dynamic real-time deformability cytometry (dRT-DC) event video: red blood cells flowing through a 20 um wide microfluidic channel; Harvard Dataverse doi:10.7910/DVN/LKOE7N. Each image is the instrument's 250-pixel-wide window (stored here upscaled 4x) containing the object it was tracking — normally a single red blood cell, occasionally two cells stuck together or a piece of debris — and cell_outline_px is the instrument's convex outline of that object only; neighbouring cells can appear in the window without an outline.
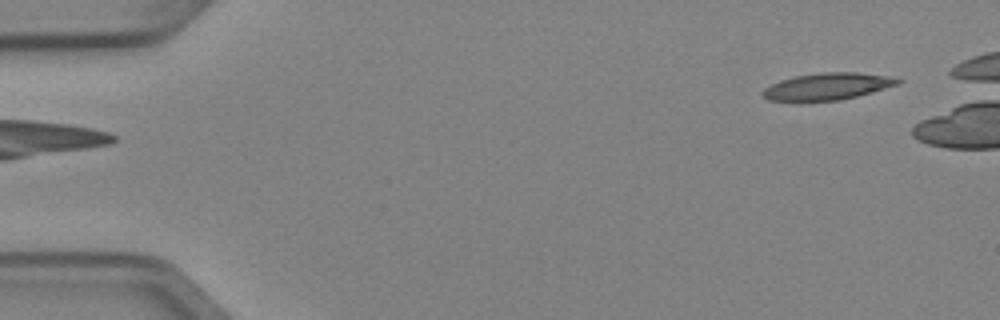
{"species": "Egyptian fruit bat (a non-hibernating species)", "species_latin": "Rousettus aegyptiacus", "temperature_condition": "cold", "stored_images_in_passage": 3, "camera_frame_rate_fps": 3000, "um_per_image_px": 0.085, "animal": {"sex": "female"}, "frame": {"image": 1, "passage_image": 3, "time_ms": 0.667, "image_size_px": [1000, 320], "cell_outline_px": [[904, 80], [900, 84], [856, 96], [840, 100], [768, 100], [764, 96], [764, 88], [780, 80], [796, 76], [820, 72], [856, 72], [888, 76]], "centroid_in_image_um": [70.39, 7.32], "position_along_channel_um": 14.6, "area_um2": 20.75}}